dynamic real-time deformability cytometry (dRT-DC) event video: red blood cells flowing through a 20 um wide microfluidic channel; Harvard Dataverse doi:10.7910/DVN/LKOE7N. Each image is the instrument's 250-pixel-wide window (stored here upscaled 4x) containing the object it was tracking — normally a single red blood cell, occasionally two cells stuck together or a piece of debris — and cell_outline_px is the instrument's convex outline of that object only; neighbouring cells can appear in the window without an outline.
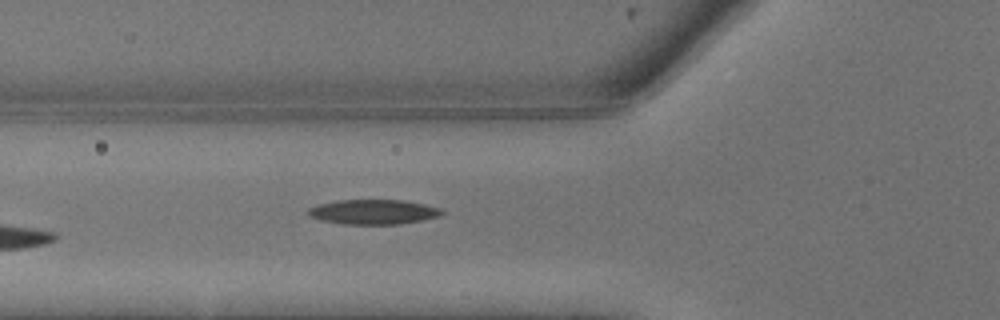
{"species": "common noctule bat (a hibernating species)", "species_latin": "Nyctalus noctula", "temperature_condition": "warm", "stored_images_in_passage": 6, "camera_frame_rate_fps": 3000, "um_per_image_px": 0.085, "animal": {"sex": "male", "body_mass_g": 13.3}, "frame": {"image": 1, "passage_image": 6, "time_ms": 1.667, "image_size_px": [1000, 320], "cell_outline_px": [[444, 212], [440, 216], [400, 224], [344, 224], [324, 220], [308, 216], [308, 208], [320, 204], [340, 200], [404, 200], [444, 208]], "centroid_in_image_um": [31.79, 18.0], "position_along_channel_um": 94.0, "area_um2": 19.19}}